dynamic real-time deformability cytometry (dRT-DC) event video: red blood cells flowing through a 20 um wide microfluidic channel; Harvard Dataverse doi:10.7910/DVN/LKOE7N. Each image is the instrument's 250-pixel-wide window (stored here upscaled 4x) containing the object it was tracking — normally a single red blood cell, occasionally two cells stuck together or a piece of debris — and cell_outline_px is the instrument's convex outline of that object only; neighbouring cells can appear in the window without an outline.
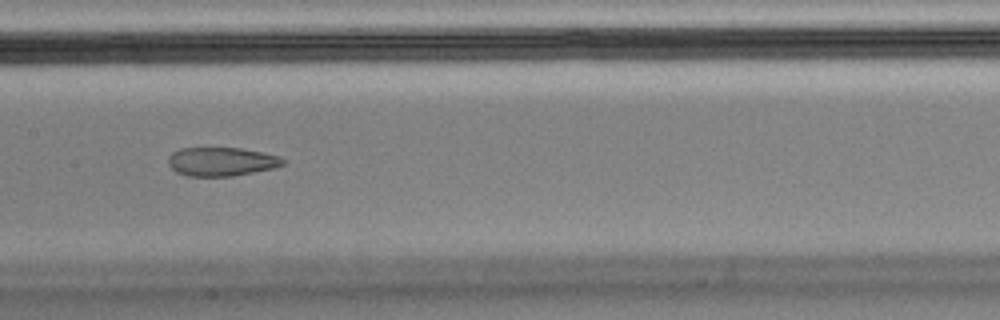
{"species": "Egyptian fruit bat (a non-hibernating species)", "species_latin": "Rousettus aegyptiacus", "temperature_condition": "cold", "stored_images_in_passage": 40, "camera_frame_rate_fps": 3000, "um_per_image_px": 0.085, "animal": {"sex": "male"}, "frame": {"image": 1, "passage_image": 12, "time_ms": 3.667, "image_size_px": [1000, 320], "cell_outline_px": [[284, 164], [276, 168], [232, 176], [188, 176], [176, 172], [168, 164], [168, 156], [172, 152], [180, 148], [240, 148], [280, 156], [284, 160]], "centroid_in_image_um": [18.81, 13.74], "position_along_channel_um": 188.6, "area_um2": 19.25}, "authors_computed_cell_mechanics": {"area_um2": 22.1374, "velocity_mm_per_s": 3.5746, "shape_relaxation_time_tau1_ms": null, "shape_relaxation_time_tau2_ms": 1.8892, "deformation_change_tau1": null, "deformation_change_tau2": 0.0828}}